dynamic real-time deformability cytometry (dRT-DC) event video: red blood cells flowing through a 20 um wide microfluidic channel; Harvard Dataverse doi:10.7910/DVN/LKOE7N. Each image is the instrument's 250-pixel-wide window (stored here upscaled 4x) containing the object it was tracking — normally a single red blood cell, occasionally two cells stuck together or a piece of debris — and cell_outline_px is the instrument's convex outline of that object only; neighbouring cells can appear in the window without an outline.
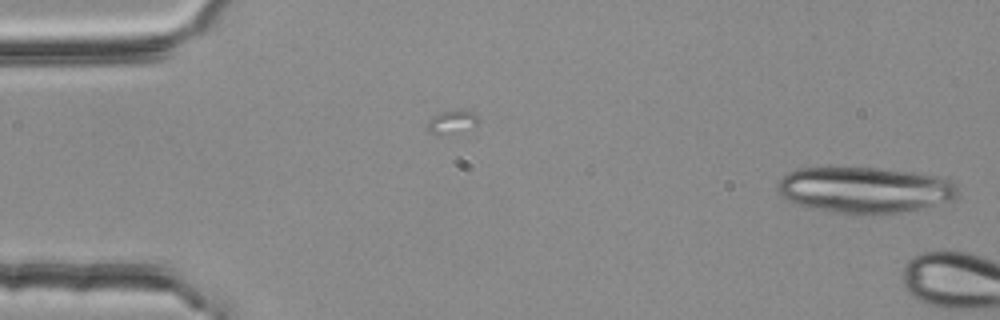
{"species": "common noctule bat (a hibernating species)", "species_latin": "Nyctalus noctula", "temperature_condition": "room temperature", "stored_images_in_passage": 4, "camera_frame_rate_fps": 3000, "um_per_image_px": 0.085, "animal": {"sex": "female", "body_mass_g": 25.1}, "frame": {"image": 1, "passage_image": 1, "time_ms": 0.0, "image_size_px": [1000, 320], "cell_outline_px": [[960, 192], [956, 200], [900, 212], [832, 212], [812, 208], [796, 204], [780, 196], [776, 192], [776, 184], [788, 172], [796, 168], [876, 168], [912, 172], [936, 176], [948, 180], [956, 184]], "centroid_in_image_um": [73.48, 16.12], "position_along_channel_um": 11.5, "area_um2": 47.92}}